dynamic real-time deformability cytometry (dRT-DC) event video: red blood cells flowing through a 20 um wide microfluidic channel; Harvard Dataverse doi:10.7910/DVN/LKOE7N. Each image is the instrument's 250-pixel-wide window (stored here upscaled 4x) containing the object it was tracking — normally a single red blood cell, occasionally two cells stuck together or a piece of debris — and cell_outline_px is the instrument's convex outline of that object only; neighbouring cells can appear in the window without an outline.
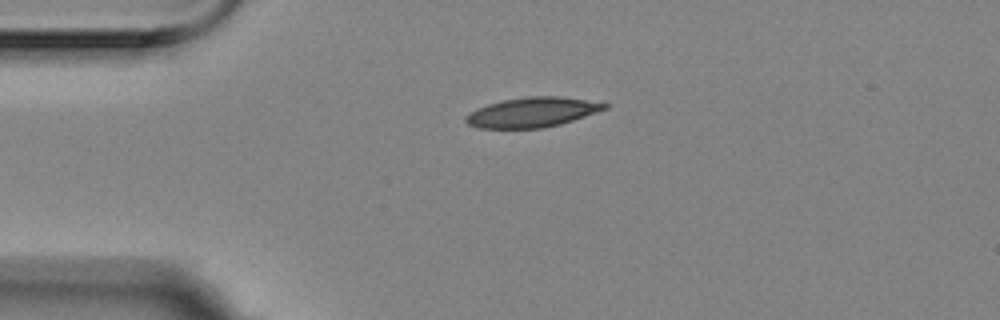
{"species": "Egyptian fruit bat (a non-hibernating species)", "species_latin": "Rousettus aegyptiacus", "temperature_condition": "room temperature", "stored_images_in_passage": 3, "camera_frame_rate_fps": 3000, "um_per_image_px": 0.085, "animal": {"sex": "female"}, "frame": {"image": 1, "passage_image": 1, "time_ms": 0.0, "image_size_px": [1000, 320], "cell_outline_px": [[608, 108], [560, 124], [544, 128], [480, 128], [468, 124], [464, 120], [464, 116], [468, 112], [476, 108], [488, 104], [504, 100], [528, 96], [560, 96], [608, 104]], "centroid_in_image_um": [45.17, 9.54], "position_along_channel_um": 39.8, "area_um2": 23.93}}
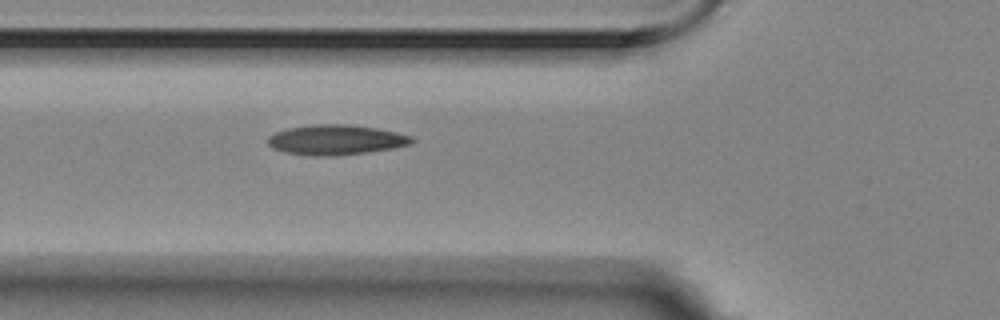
{"frame": {"image": 2, "passage_image": 3, "time_ms": 0.667, "image_size_px": [1000, 320], "cell_outline_px": [[416, 140], [412, 144], [392, 148], [364, 152], [328, 156], [312, 156], [284, 152], [272, 148], [268, 144], [268, 136], [276, 132], [288, 128], [312, 124], [348, 124], [376, 128], [396, 132], [412, 136]], "centroid_in_image_um": [28.54, 11.88], "position_along_channel_um": 97.3, "area_um2": 25.14}}